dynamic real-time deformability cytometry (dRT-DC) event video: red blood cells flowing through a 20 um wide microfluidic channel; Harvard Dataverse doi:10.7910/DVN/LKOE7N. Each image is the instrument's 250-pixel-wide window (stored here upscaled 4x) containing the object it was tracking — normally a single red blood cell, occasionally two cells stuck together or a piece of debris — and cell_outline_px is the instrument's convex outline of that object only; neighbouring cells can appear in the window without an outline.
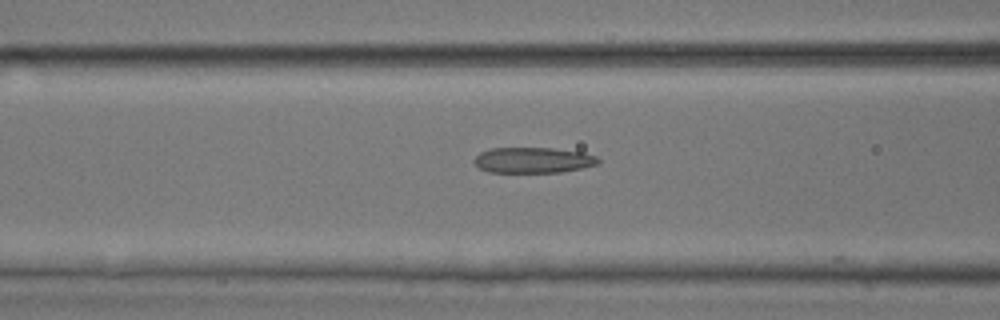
{"species": "common noctule bat (a hibernating species)", "species_latin": "Nyctalus noctula", "temperature_condition": "room temperature", "stored_images_in_passage": 46, "camera_frame_rate_fps": 3000, "um_per_image_px": 0.085, "animal": {"sex": "male", "body_mass_g": 17.9, "forearm_length_mm": 54.2}, "frame": {"image": 1, "passage_image": 17, "time_ms": 5.333, "image_size_px": [1000, 320], "cell_outline_px": [[600, 160], [596, 164], [580, 168], [560, 172], [488, 172], [480, 168], [472, 160], [480, 152], [488, 148], [552, 148], [584, 152], [596, 156]], "centroid_in_image_um": [45.28, 13.6], "position_along_channel_um": 121.3, "area_um2": 18.5}}
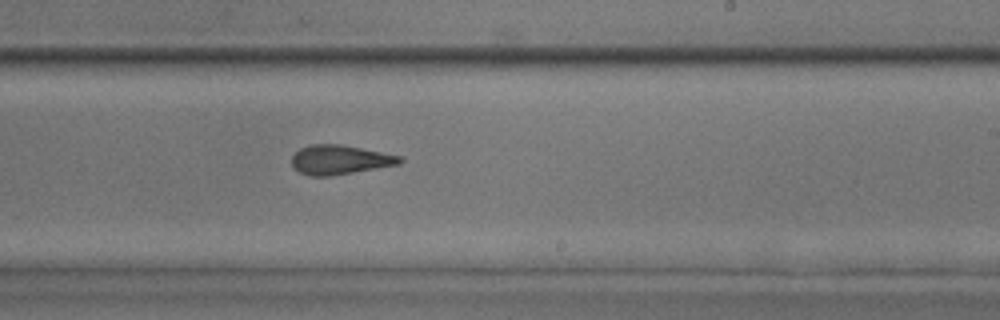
{"frame": {"image": 2, "passage_image": 27, "time_ms": 8.667, "image_size_px": [1000, 320], "cell_outline_px": [[404, 160], [400, 164], [332, 176], [312, 176], [300, 172], [292, 168], [292, 156], [300, 148], [312, 144], [340, 144], [400, 156]], "centroid_in_image_um": [28.86, 13.59], "position_along_channel_um": 260.1, "area_um2": 18.38}}
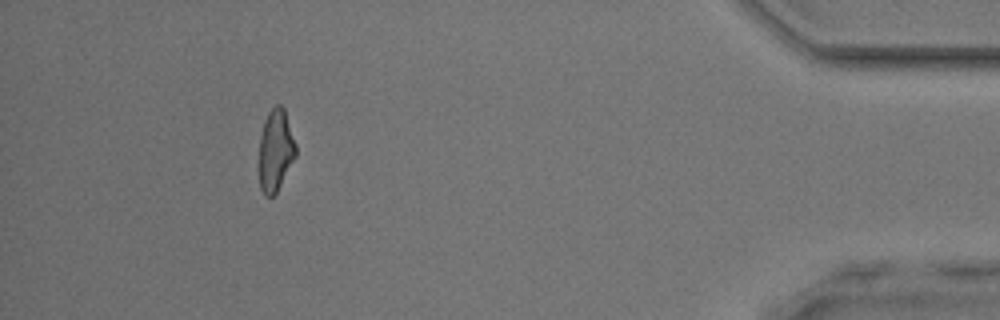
{"frame": {"image": 3, "passage_image": 42, "time_ms": 13.667, "image_size_px": [1000, 320], "cell_outline_px": [[296, 156], [276, 192], [272, 196], [264, 196], [260, 188], [260, 136], [264, 120], [268, 112], [276, 104], [280, 104], [284, 108], [296, 144]], "centroid_in_image_um": [23.43, 12.75], "position_along_channel_um": 411.8, "area_um2": 17.34}, "authors_computed_cell_mechanics": {"area_um2": 18.9584, "velocity_mm_per_s": 4.1804, "shape_relaxation_time_tau1_ms": 8.4361, "shape_relaxation_time_tau2_ms": 2.3976, "deformation_change_tau1": 0.2215, "deformation_change_tau2": 0.1295}}